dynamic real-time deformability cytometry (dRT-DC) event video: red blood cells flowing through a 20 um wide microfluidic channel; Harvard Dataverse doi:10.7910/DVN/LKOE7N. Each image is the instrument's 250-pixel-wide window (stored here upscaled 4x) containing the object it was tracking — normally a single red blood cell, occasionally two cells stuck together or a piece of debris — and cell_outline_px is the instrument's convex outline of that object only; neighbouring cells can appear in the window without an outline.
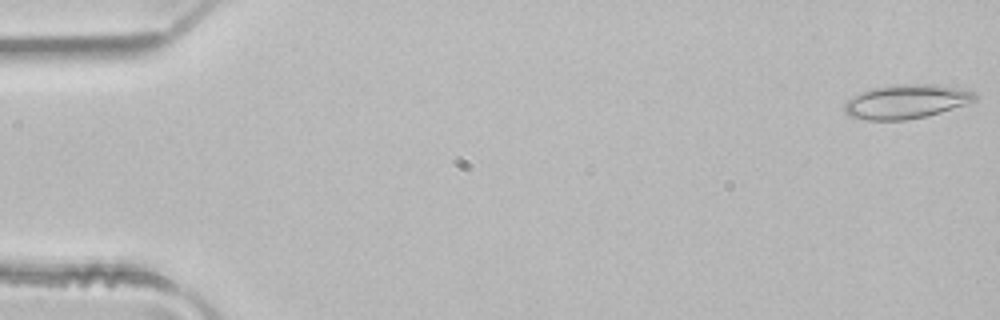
{"species": "common noctule bat (a hibernating species)", "species_latin": "Nyctalus noctula", "temperature_condition": "room temperature", "stored_images_in_passage": 6, "camera_frame_rate_fps": 3000, "um_per_image_px": 0.085, "animal": {"sex": "male", "body_mass_g": 21.5, "forearm_length_mm": 52.0}, "frame": {"image": 1, "passage_image": 1, "time_ms": 0.0, "image_size_px": [1000, 320], "cell_outline_px": [[976, 100], [928, 116], [908, 120], [864, 120], [848, 116], [844, 112], [844, 104], [852, 96], [868, 88], [892, 84], [936, 84], [976, 92]], "centroid_in_image_um": [76.96, 8.63], "position_along_channel_um": 8.0, "area_um2": 26.13}}
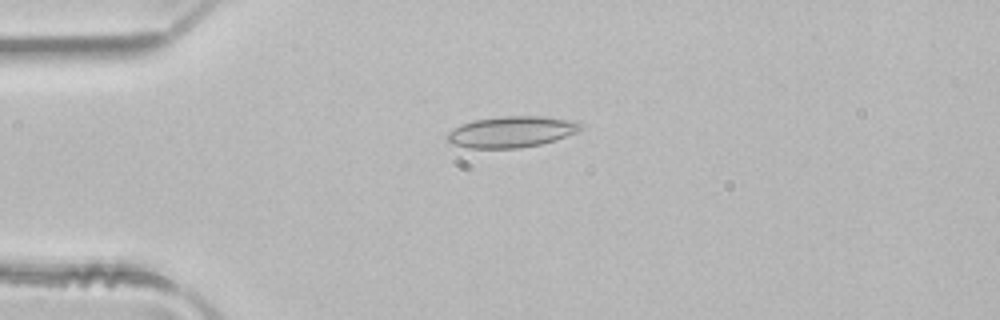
{"frame": {"image": 2, "passage_image": 4, "time_ms": 1.0, "image_size_px": [1000, 320], "cell_outline_px": [[584, 128], [576, 132], [556, 140], [540, 144], [520, 148], [468, 148], [452, 144], [444, 136], [448, 132], [464, 124], [476, 120], [504, 116], [544, 116], [576, 120], [584, 124]], "centroid_in_image_um": [43.54, 11.2], "position_along_channel_um": 41.5, "area_um2": 24.28}}
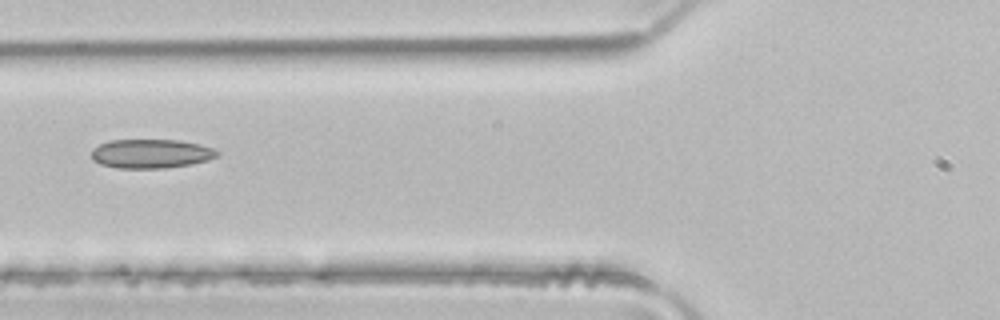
{"frame": {"image": 3, "passage_image": 6, "time_ms": 1.667, "image_size_px": [1000, 320], "cell_outline_px": [[220, 156], [208, 160], [192, 164], [164, 168], [116, 168], [100, 164], [92, 160], [92, 148], [100, 144], [112, 140], [180, 140], [200, 144], [212, 148], [220, 152]], "centroid_in_image_um": [12.86, 13.06], "position_along_channel_um": 112.9, "area_um2": 21.44}}